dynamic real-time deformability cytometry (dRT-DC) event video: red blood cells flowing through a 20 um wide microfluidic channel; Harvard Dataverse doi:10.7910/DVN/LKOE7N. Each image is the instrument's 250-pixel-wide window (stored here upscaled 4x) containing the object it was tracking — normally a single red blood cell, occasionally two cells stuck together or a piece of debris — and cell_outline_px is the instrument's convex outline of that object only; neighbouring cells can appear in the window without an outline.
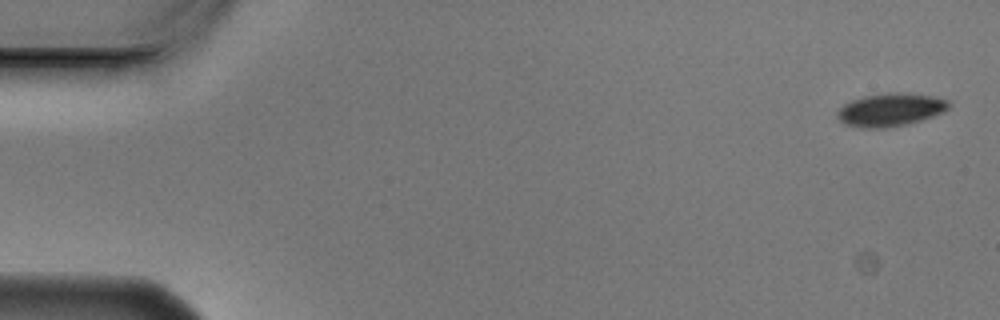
{"species": "Egyptian fruit bat (a non-hibernating species)", "species_latin": "Rousettus aegyptiacus", "temperature_condition": "cold", "stored_images_in_passage": 5, "camera_frame_rate_fps": 3000, "um_per_image_px": 0.085, "animal": {"sex": "male"}, "frame": {"image": 1, "passage_image": 1, "time_ms": 0.0, "image_size_px": [1000, 320], "cell_outline_px": [[948, 108], [932, 116], [920, 120], [904, 124], [880, 128], [868, 128], [844, 124], [836, 116], [836, 112], [844, 104], [852, 100], [864, 96], [888, 92], [900, 92], [932, 96], [948, 100]], "centroid_in_image_um": [75.63, 9.31], "position_along_channel_um": 9.4, "area_um2": 21.04}}